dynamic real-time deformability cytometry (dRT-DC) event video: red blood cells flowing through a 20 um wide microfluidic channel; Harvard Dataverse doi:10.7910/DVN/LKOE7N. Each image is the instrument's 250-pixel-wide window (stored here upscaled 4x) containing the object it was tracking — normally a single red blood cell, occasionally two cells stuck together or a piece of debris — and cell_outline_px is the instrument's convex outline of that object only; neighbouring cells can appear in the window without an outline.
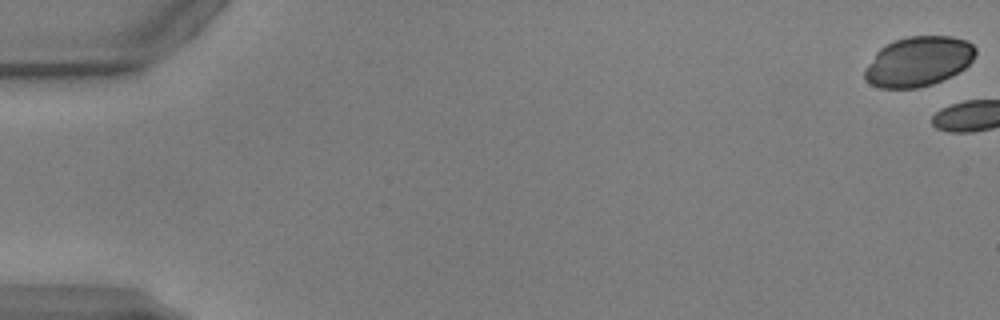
{"species": "common noctule bat (a hibernating species)", "species_latin": "Nyctalus noctula", "temperature_condition": "warm", "stored_images_in_passage": 3, "camera_frame_rate_fps": 3000, "um_per_image_px": 0.085, "animal": {"sex": "male", "body_mass_g": 17.9, "forearm_length_mm": 54.2}, "frame": {"image": 1, "passage_image": 1, "time_ms": 0.0, "image_size_px": [1000, 320], "cell_outline_px": [[976, 52], [972, 60], [964, 68], [932, 84], [916, 88], [880, 88], [864, 80], [864, 72], [868, 64], [876, 52], [880, 48], [896, 40], [908, 36], [952, 36], [968, 40], [976, 48]], "centroid_in_image_um": [78.06, 5.21], "position_along_channel_um": 6.9, "area_um2": 31.91}}